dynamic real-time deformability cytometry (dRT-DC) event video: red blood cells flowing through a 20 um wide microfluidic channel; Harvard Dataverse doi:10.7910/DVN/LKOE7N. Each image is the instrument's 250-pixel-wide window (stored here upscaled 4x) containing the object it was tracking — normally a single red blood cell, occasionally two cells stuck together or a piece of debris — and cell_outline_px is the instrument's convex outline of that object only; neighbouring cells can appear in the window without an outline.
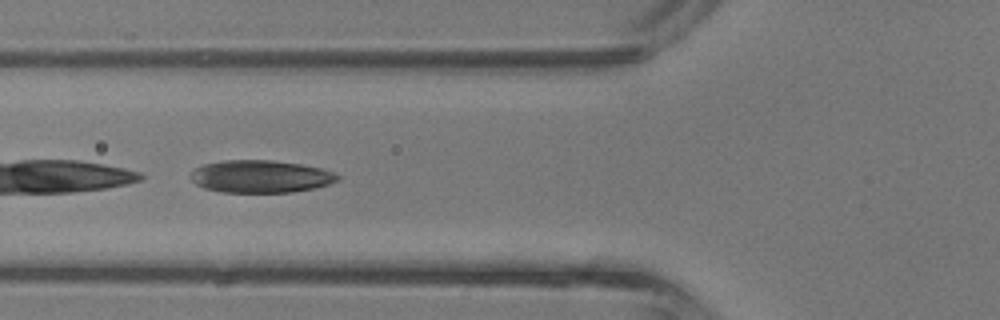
{"species": "common noctule bat (a hibernating species)", "species_latin": "Nyctalus noctula", "temperature_condition": "room temperature", "stored_images_in_passage": 28, "camera_frame_rate_fps": 3000, "um_per_image_px": 0.085, "animal": {"sex": "male", "body_mass_g": 13.3}, "frame": {"image": 1, "passage_image": 5, "time_ms": 1.333, "image_size_px": [1000, 320], "cell_outline_px": [[340, 180], [316, 188], [292, 192], [220, 192], [204, 188], [196, 184], [188, 176], [196, 168], [204, 164], [224, 160], [272, 160], [300, 164], [320, 168], [332, 172], [340, 176]], "centroid_in_image_um": [22.14, 15.0], "position_along_channel_um": 103.7, "area_um2": 27.86}}
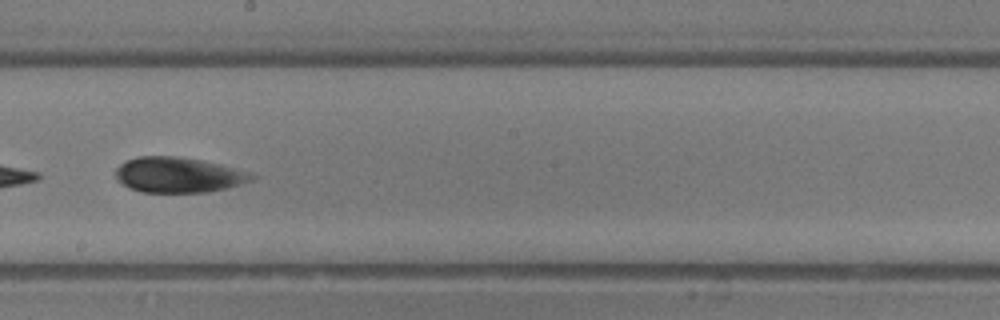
{"frame": {"image": 2, "passage_image": 13, "time_ms": 4.0, "image_size_px": [1000, 320], "cell_outline_px": [[256, 176], [252, 180], [228, 188], [208, 192], [140, 192], [128, 188], [116, 180], [116, 168], [120, 164], [136, 156], [176, 156], [200, 160], [220, 164], [248, 172]], "centroid_in_image_um": [15.12, 14.87], "position_along_channel_um": 233.1, "area_um2": 28.03}}
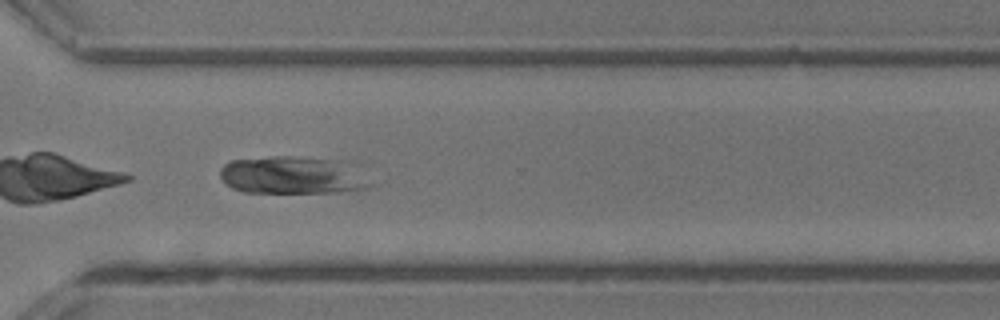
{"frame": {"image": 3, "passage_image": 20, "time_ms": 6.333, "image_size_px": [1000, 320], "cell_outline_px": [[376, 184], [368, 188], [336, 192], [244, 192], [232, 188], [220, 176], [220, 168], [224, 164], [232, 160], [272, 156], [292, 156], [360, 160]], "centroid_in_image_um": [25.15, 14.85], "position_along_channel_um": 345.5, "area_um2": 34.68}, "authors_computed_cell_mechanics": {"area_um2": 28.033, "velocity_mm_per_s": 4.8465, "shape_relaxation_time_tau1_ms": 1.2752, "shape_relaxation_time_tau2_ms": null, "deformation_change_tau1": 0.0772, "deformation_change_tau2": null}}